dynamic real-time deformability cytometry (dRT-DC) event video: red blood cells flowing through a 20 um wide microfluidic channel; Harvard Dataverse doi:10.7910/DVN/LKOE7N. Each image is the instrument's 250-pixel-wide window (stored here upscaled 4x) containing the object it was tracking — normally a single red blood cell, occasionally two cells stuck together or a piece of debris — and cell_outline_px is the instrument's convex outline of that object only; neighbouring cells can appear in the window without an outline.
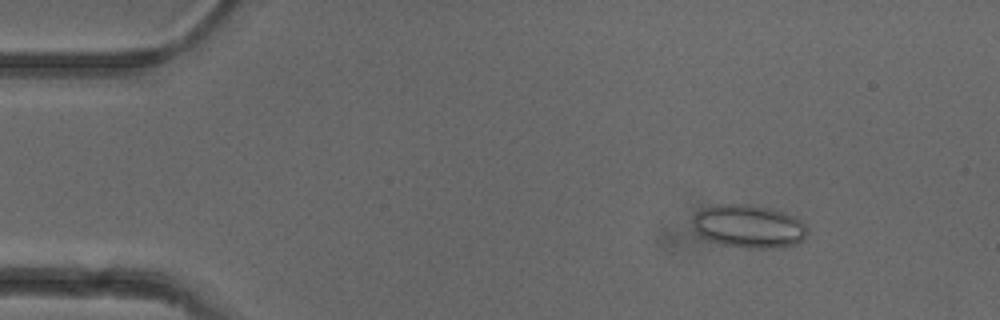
{"species": "common noctule bat (a hibernating species)", "species_latin": "Nyctalus noctula", "temperature_condition": "cold", "stored_images_in_passage": 53, "camera_frame_rate_fps": 3000, "um_per_image_px": 0.085, "animal": {"sex": "female"}, "frame": {"image": 1, "passage_image": 7, "time_ms": 2.0, "image_size_px": [1000, 320], "cell_outline_px": [[808, 232], [804, 240], [796, 244], [784, 248], [744, 248], [724, 244], [708, 240], [700, 236], [696, 232], [692, 224], [692, 216], [716, 204], [748, 204], [772, 208], [796, 216], [804, 224]], "centroid_in_image_um": [63.68, 19.25], "position_along_channel_um": 21.3, "area_um2": 29.07}}
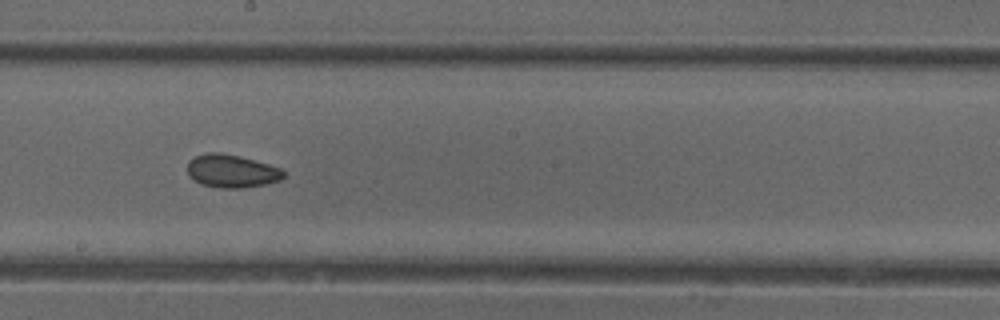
{"frame": {"image": 2, "passage_image": 29, "time_ms": 9.333, "image_size_px": [1000, 320], "cell_outline_px": [[284, 176], [280, 180], [264, 184], [240, 188], [220, 188], [200, 184], [192, 180], [188, 176], [188, 160], [196, 156], [208, 152], [220, 152], [240, 156], [268, 164], [280, 168], [284, 172]], "centroid_in_image_um": [19.64, 14.54], "position_along_channel_um": 228.6, "area_um2": 18.55}}
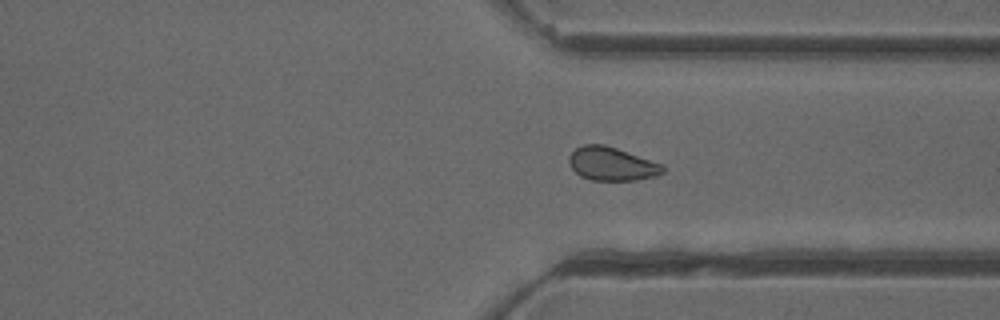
{"frame": {"image": 3, "passage_image": 39, "time_ms": 12.667, "image_size_px": [1000, 320], "cell_outline_px": [[664, 172], [656, 176], [636, 180], [592, 180], [580, 176], [568, 164], [568, 156], [576, 148], [584, 144], [604, 144], [664, 164]], "centroid_in_image_um": [52.0, 13.93], "position_along_channel_um": 359.4, "area_um2": 18.38}, "authors_computed_cell_mechanics": {"area_um2": 18.9584, "velocity_mm_per_s": 3.9368, "shape_relaxation_time_tau1_ms": 10.2423, "shape_relaxation_time_tau2_ms": 1.85, "deformation_change_tau1": 0.0724, "deformation_change_tau2": 0.0611}}